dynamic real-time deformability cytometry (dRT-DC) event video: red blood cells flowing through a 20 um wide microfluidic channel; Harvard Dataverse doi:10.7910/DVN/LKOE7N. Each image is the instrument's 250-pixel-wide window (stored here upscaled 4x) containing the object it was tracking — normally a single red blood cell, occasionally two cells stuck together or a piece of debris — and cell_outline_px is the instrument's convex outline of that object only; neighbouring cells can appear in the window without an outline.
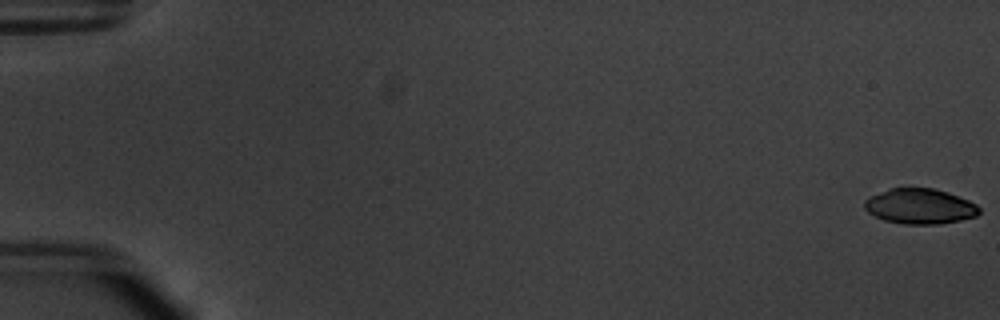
{"species": "common noctule bat (a hibernating species)", "species_latin": "Nyctalus noctula", "temperature_condition": "warm", "stored_images_in_passage": 23, "camera_frame_rate_fps": 3000, "um_per_image_px": 0.085, "animal": {"sex": "male", "body_mass_g": 20.1, "forearm_length_mm": 53.5}, "frame": {"image": 1, "passage_image": 1, "time_ms": 0.0, "image_size_px": [1000, 320], "cell_outline_px": [[980, 212], [976, 216], [960, 220], [936, 224], [904, 224], [884, 220], [868, 212], [864, 208], [864, 200], [888, 188], [932, 188], [948, 192], [968, 200], [976, 204], [980, 208]], "centroid_in_image_um": [78.19, 17.53], "position_along_channel_um": 6.8, "area_um2": 23.47}}
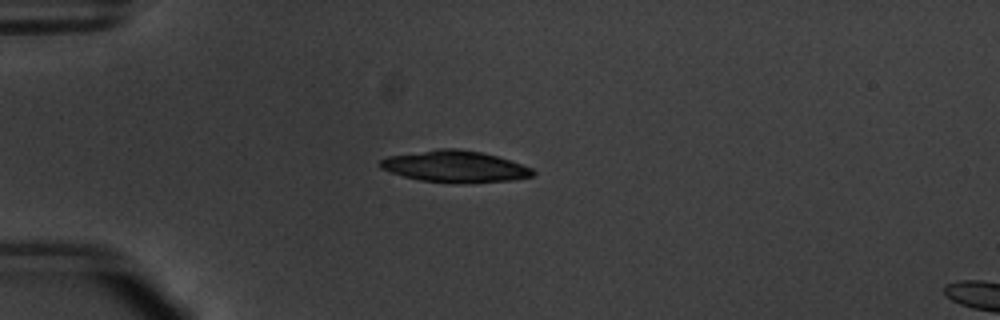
{"frame": {"image": 2, "passage_image": 16, "time_ms": 5.0, "image_size_px": [1000, 320], "cell_outline_px": [[536, 172], [532, 176], [512, 180], [420, 180], [404, 176], [380, 168], [376, 164], [380, 160], [388, 156], [440, 148], [456, 148], [480, 152], [496, 156], [532, 168]], "centroid_in_image_um": [38.6, 14.1], "position_along_channel_um": 46.4, "area_um2": 26.7}}